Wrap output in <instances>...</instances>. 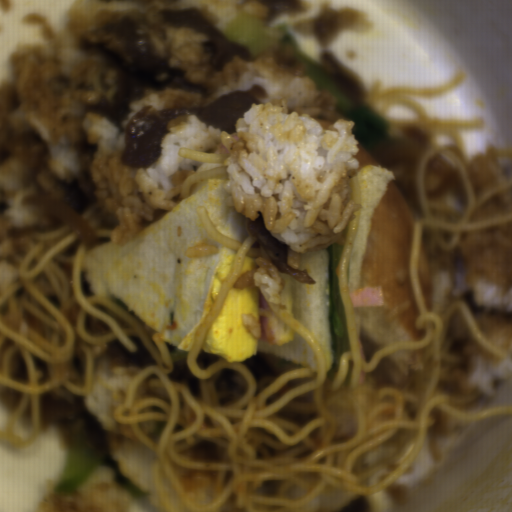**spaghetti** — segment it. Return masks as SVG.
Wrapping results in <instances>:
<instances>
[{
  "label": "spaghetti",
  "instance_id": "obj_2",
  "mask_svg": "<svg viewBox=\"0 0 512 512\" xmlns=\"http://www.w3.org/2000/svg\"><path fill=\"white\" fill-rule=\"evenodd\" d=\"M239 138L235 129L232 133L224 131L215 148L208 151H193L179 146L178 154L198 161L196 170H178L172 176L174 187L166 193L167 200L174 204L187 197L190 187L200 185L224 175V159Z\"/></svg>",
  "mask_w": 512,
  "mask_h": 512
},
{
  "label": "spaghetti",
  "instance_id": "obj_1",
  "mask_svg": "<svg viewBox=\"0 0 512 512\" xmlns=\"http://www.w3.org/2000/svg\"><path fill=\"white\" fill-rule=\"evenodd\" d=\"M464 74L413 86L363 90L364 104L390 127L422 129L428 146L418 163L421 219L413 222L409 280L419 309L421 338L378 348L359 337L357 307L346 275L361 214L359 180L348 183L358 204L339 242L335 267L350 351L334 378L322 349L286 305L271 314L310 345L316 370L259 350L225 361L203 349L216 320L253 258H268L251 232L236 238L196 210L200 231L232 253L209 284L202 316L186 350L171 343L124 304L99 297L82 260L112 242L115 218L94 203L80 216L99 242L88 249L64 220L13 229V254H0V383L18 403L5 425L15 449L40 437V396L48 389L81 395L96 349L111 343L148 357L128 398L112 416L152 450L153 482L165 512L298 510L340 488L376 495L412 470L431 440L461 424L509 417L512 405H488L484 394L459 383L463 345L492 359L504 353L482 333L468 301L433 310L434 263L466 232L511 220L512 152L489 146L473 158L463 132L471 120L432 119L419 98L450 93ZM446 153L465 186L459 204L431 201L422 170Z\"/></svg>",
  "mask_w": 512,
  "mask_h": 512
},
{
  "label": "spaghetti",
  "instance_id": "obj_3",
  "mask_svg": "<svg viewBox=\"0 0 512 512\" xmlns=\"http://www.w3.org/2000/svg\"><path fill=\"white\" fill-rule=\"evenodd\" d=\"M334 105L325 106L321 108L316 109H301V108H292L294 110L300 111L302 113H305L307 115H310L313 119H315L319 124H321L323 127H330L333 125L336 121L339 119H348L343 117L336 101L334 100L333 96L331 95Z\"/></svg>",
  "mask_w": 512,
  "mask_h": 512
}]
</instances>
